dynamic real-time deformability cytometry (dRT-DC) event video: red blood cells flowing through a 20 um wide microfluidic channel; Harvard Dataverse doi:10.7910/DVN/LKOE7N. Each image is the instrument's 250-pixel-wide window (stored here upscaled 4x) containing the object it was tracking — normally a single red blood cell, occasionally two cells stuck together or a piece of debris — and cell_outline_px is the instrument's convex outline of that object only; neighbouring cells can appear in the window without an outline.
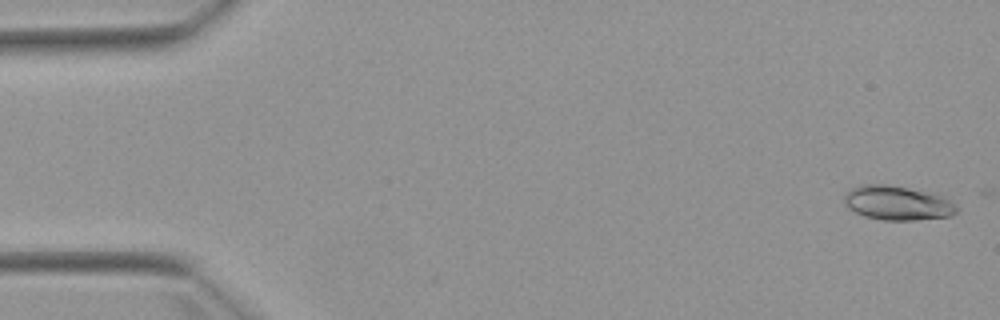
{"species": "Egyptian fruit bat (a non-hibernating species)", "species_latin": "Rousettus aegyptiacus", "temperature_condition": "warm", "stored_images_in_passage": 2, "camera_frame_rate_fps": 3000, "um_per_image_px": 0.085, "animal": {"sex": "female"}, "frame": {"image": 1, "passage_image": 1, "time_ms": 0.0, "image_size_px": [1000, 320], "cell_outline_px": [[956, 212], [952, 216], [916, 220], [884, 220], [864, 216], [848, 208], [844, 204], [844, 196], [852, 188], [860, 184], [884, 184], [936, 192], [956, 204]], "centroid_in_image_um": [76.3, 17.24], "position_along_channel_um": 8.7, "area_um2": 22.72}}